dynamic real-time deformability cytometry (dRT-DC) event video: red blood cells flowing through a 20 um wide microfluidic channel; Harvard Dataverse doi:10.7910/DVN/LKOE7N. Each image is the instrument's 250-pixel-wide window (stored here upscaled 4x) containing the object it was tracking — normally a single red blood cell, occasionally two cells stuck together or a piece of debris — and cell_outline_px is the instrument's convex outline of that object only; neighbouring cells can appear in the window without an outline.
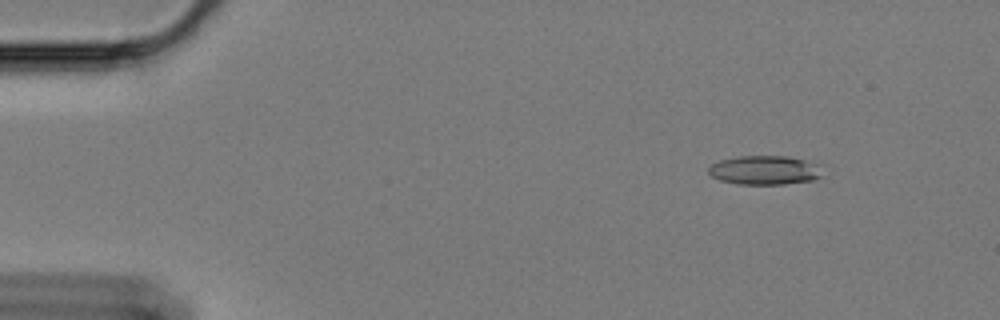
{"species": "Egyptian fruit bat (a non-hibernating species)", "species_latin": "Rousettus aegyptiacus", "temperature_condition": "cold", "stored_images_in_passage": 58, "camera_frame_rate_fps": 3000, "um_per_image_px": 0.085, "animal": {"sex": "female"}, "frame": {"image": 1, "passage_image": 6, "time_ms": 1.667, "image_size_px": [1000, 320], "cell_outline_px": [[824, 176], [812, 180], [784, 184], [740, 184], [720, 180], [712, 176], [708, 172], [708, 168], [712, 164], [720, 160], [740, 156], [788, 156], [824, 164]], "centroid_in_image_um": [65.11, 14.45], "position_along_channel_um": 19.9, "area_um2": 19.65}}
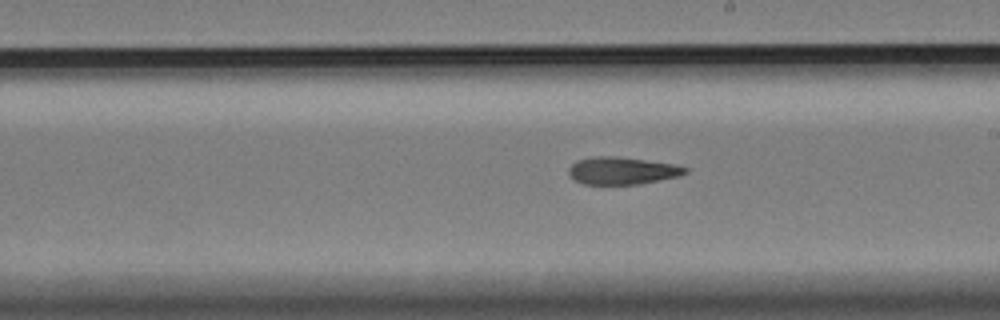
{"frame": {"image": 2, "passage_image": 33, "time_ms": 10.667, "image_size_px": [1000, 320], "cell_outline_px": [[688, 172], [680, 176], [640, 184], [584, 184], [572, 180], [568, 176], [568, 168], [576, 160], [592, 156], [616, 156], [676, 164], [688, 168]], "centroid_in_image_um": [52.85, 14.51], "position_along_channel_um": 236.1, "area_um2": 18.9}}
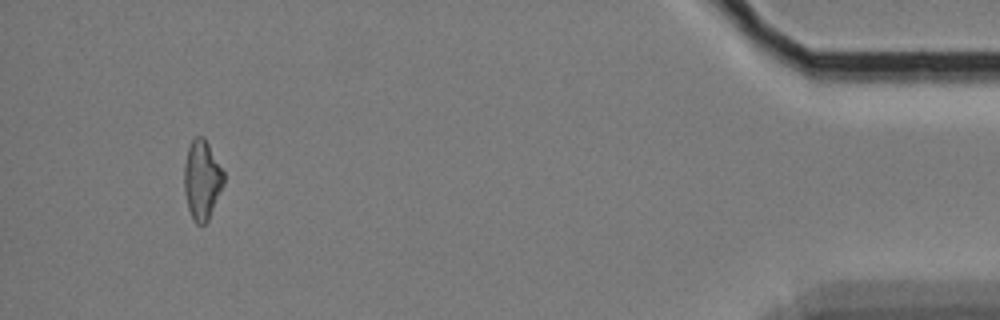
{"frame": {"image": 3, "passage_image": 55, "time_ms": 18.0, "image_size_px": [1000, 320], "cell_outline_px": [[224, 184], [208, 220], [204, 224], [196, 224], [188, 208], [184, 192], [184, 164], [188, 148], [192, 140], [196, 136], [204, 136], [224, 172]], "centroid_in_image_um": [17.16, 15.27], "position_along_channel_um": 418.0, "area_um2": 18.21}, "authors_computed_cell_mechanics": {"area_um2": 19.1607, "velocity_mm_per_s": 3.3878, "shape_relaxation_time_tau1_ms": null, "shape_relaxation_time_tau2_ms": 3.1213, "deformation_change_tau1": null, "deformation_change_tau2": 0.1243}}